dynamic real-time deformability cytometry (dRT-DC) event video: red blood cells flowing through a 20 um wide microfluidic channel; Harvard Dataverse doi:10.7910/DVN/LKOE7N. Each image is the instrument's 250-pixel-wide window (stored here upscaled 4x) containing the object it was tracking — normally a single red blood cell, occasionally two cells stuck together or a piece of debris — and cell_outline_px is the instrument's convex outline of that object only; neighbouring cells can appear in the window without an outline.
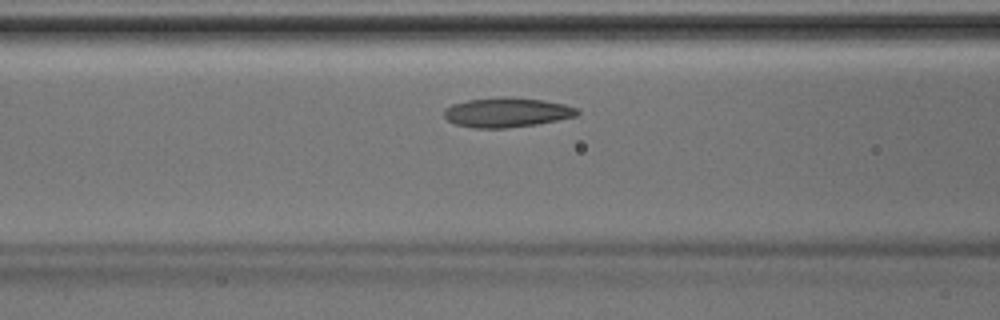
{"species": "Egyptian fruit bat (a non-hibernating species)", "species_latin": "Rousettus aegyptiacus", "temperature_condition": "room temperature", "stored_images_in_passage": 37, "camera_frame_rate_fps": 3000, "um_per_image_px": 0.085, "animal": {"sex": "male"}, "frame": {"image": 1, "passage_image": 10, "time_ms": 3.0, "image_size_px": [1000, 320], "cell_outline_px": [[580, 112], [576, 116], [536, 124], [508, 128], [476, 128], [456, 124], [448, 120], [444, 116], [444, 108], [452, 104], [468, 100], [504, 96], [544, 100], [564, 104], [576, 108]], "centroid_in_image_um": [43.06, 9.55], "position_along_channel_um": 123.5, "area_um2": 22.89}}
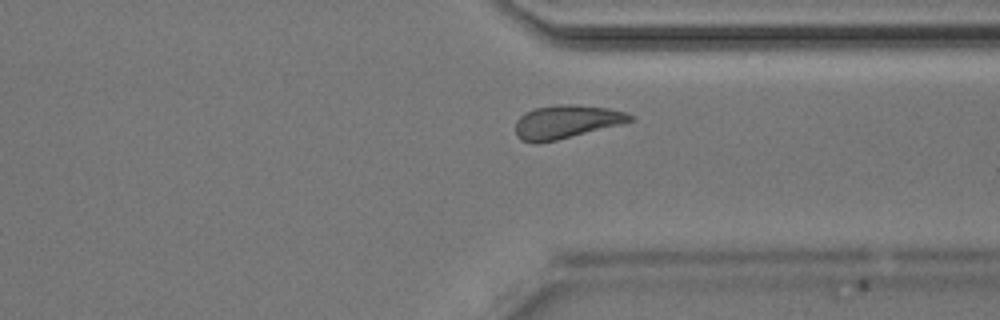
{"frame": {"image": 2, "passage_image": 26, "time_ms": 8.333, "image_size_px": [1000, 320], "cell_outline_px": [[632, 120], [620, 124], [556, 140], [536, 144], [520, 140], [516, 136], [516, 120], [524, 112], [536, 108], [560, 104], [576, 104], [608, 108], [624, 112], [632, 116]], "centroid_in_image_um": [48.06, 10.35], "position_along_channel_um": 363.3, "area_um2": 22.08}}
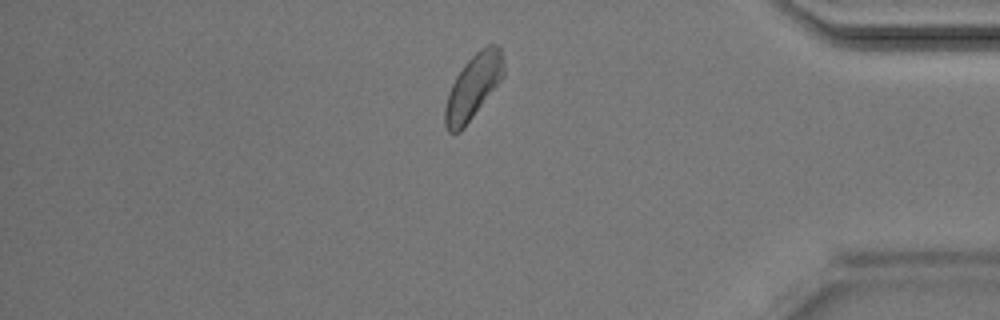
{"frame": {"image": 3, "passage_image": 30, "time_ms": 9.667, "image_size_px": [1000, 320], "cell_outline_px": [[504, 76], [464, 128], [460, 132], [448, 132], [444, 124], [444, 108], [448, 92], [456, 76], [464, 64], [480, 48], [488, 44], [500, 44], [504, 56]], "centroid_in_image_um": [40.23, 7.34], "position_along_channel_um": 395.0, "area_um2": 22.2}}